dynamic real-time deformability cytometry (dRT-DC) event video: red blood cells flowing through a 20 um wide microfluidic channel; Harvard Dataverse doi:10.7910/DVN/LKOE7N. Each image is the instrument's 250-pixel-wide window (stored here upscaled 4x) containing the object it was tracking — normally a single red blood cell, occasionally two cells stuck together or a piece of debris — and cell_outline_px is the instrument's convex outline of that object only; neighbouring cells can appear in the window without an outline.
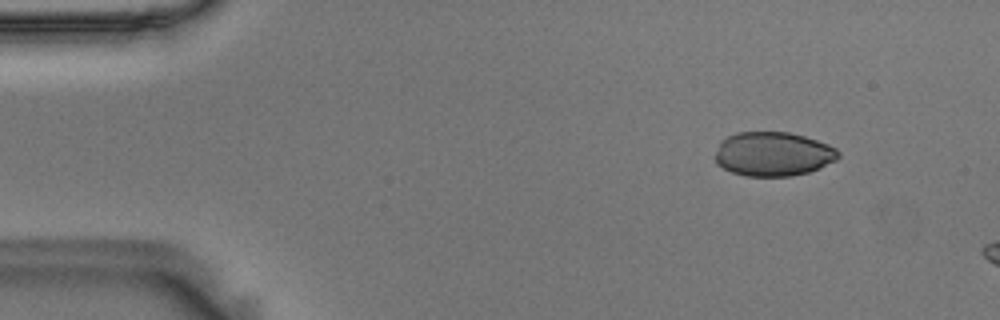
{"species": "Egyptian fruit bat (a non-hibernating species)", "species_latin": "Rousettus aegyptiacus", "temperature_condition": "room temperature", "stored_images_in_passage": 6, "camera_frame_rate_fps": 3000, "um_per_image_px": 0.085, "animal": {"sex": "male"}, "frame": {"image": 1, "passage_image": 5, "time_ms": 1.333, "image_size_px": [1000, 320], "cell_outline_px": [[840, 156], [836, 160], [820, 168], [808, 172], [792, 176], [744, 176], [732, 172], [716, 164], [712, 156], [720, 140], [736, 132], [788, 132], [804, 136], [828, 144], [836, 148], [840, 152]], "centroid_in_image_um": [65.67, 13.09], "position_along_channel_um": 19.3, "area_um2": 32.14}}